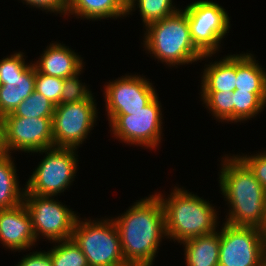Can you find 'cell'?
I'll list each match as a JSON object with an SVG mask.
<instances>
[{
    "instance_id": "obj_1",
    "label": "cell",
    "mask_w": 266,
    "mask_h": 266,
    "mask_svg": "<svg viewBox=\"0 0 266 266\" xmlns=\"http://www.w3.org/2000/svg\"><path fill=\"white\" fill-rule=\"evenodd\" d=\"M134 204L113 222L127 265L151 266L161 238L166 236L163 205L156 194Z\"/></svg>"
},
{
    "instance_id": "obj_2",
    "label": "cell",
    "mask_w": 266,
    "mask_h": 266,
    "mask_svg": "<svg viewBox=\"0 0 266 266\" xmlns=\"http://www.w3.org/2000/svg\"><path fill=\"white\" fill-rule=\"evenodd\" d=\"M222 166L220 189L231 205L225 223L266 231V190L237 155L226 157Z\"/></svg>"
},
{
    "instance_id": "obj_3",
    "label": "cell",
    "mask_w": 266,
    "mask_h": 266,
    "mask_svg": "<svg viewBox=\"0 0 266 266\" xmlns=\"http://www.w3.org/2000/svg\"><path fill=\"white\" fill-rule=\"evenodd\" d=\"M156 195L163 205L167 238L182 243L216 231V209L206 200L177 187L167 199Z\"/></svg>"
},
{
    "instance_id": "obj_4",
    "label": "cell",
    "mask_w": 266,
    "mask_h": 266,
    "mask_svg": "<svg viewBox=\"0 0 266 266\" xmlns=\"http://www.w3.org/2000/svg\"><path fill=\"white\" fill-rule=\"evenodd\" d=\"M145 29V48L161 62L175 66L203 60L204 55L191 40L187 15L183 10L151 23Z\"/></svg>"
},
{
    "instance_id": "obj_5",
    "label": "cell",
    "mask_w": 266,
    "mask_h": 266,
    "mask_svg": "<svg viewBox=\"0 0 266 266\" xmlns=\"http://www.w3.org/2000/svg\"><path fill=\"white\" fill-rule=\"evenodd\" d=\"M72 239L86 256L89 266H128L113 219L84 222L77 218Z\"/></svg>"
},
{
    "instance_id": "obj_6",
    "label": "cell",
    "mask_w": 266,
    "mask_h": 266,
    "mask_svg": "<svg viewBox=\"0 0 266 266\" xmlns=\"http://www.w3.org/2000/svg\"><path fill=\"white\" fill-rule=\"evenodd\" d=\"M41 152L47 155L28 179L24 194L56 196L68 188L76 176L75 148L54 146Z\"/></svg>"
},
{
    "instance_id": "obj_7",
    "label": "cell",
    "mask_w": 266,
    "mask_h": 266,
    "mask_svg": "<svg viewBox=\"0 0 266 266\" xmlns=\"http://www.w3.org/2000/svg\"><path fill=\"white\" fill-rule=\"evenodd\" d=\"M219 237L218 266H264L266 231L224 223Z\"/></svg>"
},
{
    "instance_id": "obj_8",
    "label": "cell",
    "mask_w": 266,
    "mask_h": 266,
    "mask_svg": "<svg viewBox=\"0 0 266 266\" xmlns=\"http://www.w3.org/2000/svg\"><path fill=\"white\" fill-rule=\"evenodd\" d=\"M195 47L205 58L219 51L221 39L230 28V18L225 9L212 1L192 2L184 9Z\"/></svg>"
},
{
    "instance_id": "obj_9",
    "label": "cell",
    "mask_w": 266,
    "mask_h": 266,
    "mask_svg": "<svg viewBox=\"0 0 266 266\" xmlns=\"http://www.w3.org/2000/svg\"><path fill=\"white\" fill-rule=\"evenodd\" d=\"M23 202L30 213L36 240L40 234L52 242L72 238L75 222L79 218L74 211L51 196L24 194Z\"/></svg>"
},
{
    "instance_id": "obj_10",
    "label": "cell",
    "mask_w": 266,
    "mask_h": 266,
    "mask_svg": "<svg viewBox=\"0 0 266 266\" xmlns=\"http://www.w3.org/2000/svg\"><path fill=\"white\" fill-rule=\"evenodd\" d=\"M160 104L156 95L145 107L129 115H108L114 136L125 143L156 148L162 135Z\"/></svg>"
},
{
    "instance_id": "obj_11",
    "label": "cell",
    "mask_w": 266,
    "mask_h": 266,
    "mask_svg": "<svg viewBox=\"0 0 266 266\" xmlns=\"http://www.w3.org/2000/svg\"><path fill=\"white\" fill-rule=\"evenodd\" d=\"M94 98L55 106L52 136L55 147L75 148L87 138L97 117Z\"/></svg>"
},
{
    "instance_id": "obj_12",
    "label": "cell",
    "mask_w": 266,
    "mask_h": 266,
    "mask_svg": "<svg viewBox=\"0 0 266 266\" xmlns=\"http://www.w3.org/2000/svg\"><path fill=\"white\" fill-rule=\"evenodd\" d=\"M18 52L0 60V115L13 113L35 91L36 67Z\"/></svg>"
},
{
    "instance_id": "obj_13",
    "label": "cell",
    "mask_w": 266,
    "mask_h": 266,
    "mask_svg": "<svg viewBox=\"0 0 266 266\" xmlns=\"http://www.w3.org/2000/svg\"><path fill=\"white\" fill-rule=\"evenodd\" d=\"M52 118H25L10 113L4 120V145L8 154L13 150L39 152L54 147Z\"/></svg>"
},
{
    "instance_id": "obj_14",
    "label": "cell",
    "mask_w": 266,
    "mask_h": 266,
    "mask_svg": "<svg viewBox=\"0 0 266 266\" xmlns=\"http://www.w3.org/2000/svg\"><path fill=\"white\" fill-rule=\"evenodd\" d=\"M104 93L107 115H129L145 107L157 95L152 83L137 75L110 81Z\"/></svg>"
},
{
    "instance_id": "obj_15",
    "label": "cell",
    "mask_w": 266,
    "mask_h": 266,
    "mask_svg": "<svg viewBox=\"0 0 266 266\" xmlns=\"http://www.w3.org/2000/svg\"><path fill=\"white\" fill-rule=\"evenodd\" d=\"M0 241L11 250H26L36 238L32 219L24 202L12 208L0 209Z\"/></svg>"
},
{
    "instance_id": "obj_16",
    "label": "cell",
    "mask_w": 266,
    "mask_h": 266,
    "mask_svg": "<svg viewBox=\"0 0 266 266\" xmlns=\"http://www.w3.org/2000/svg\"><path fill=\"white\" fill-rule=\"evenodd\" d=\"M40 57L34 65L40 73L48 76L65 79L81 72L84 67L77 53L59 43L50 44Z\"/></svg>"
},
{
    "instance_id": "obj_17",
    "label": "cell",
    "mask_w": 266,
    "mask_h": 266,
    "mask_svg": "<svg viewBox=\"0 0 266 266\" xmlns=\"http://www.w3.org/2000/svg\"><path fill=\"white\" fill-rule=\"evenodd\" d=\"M236 78V55H228L204 69L202 92H233L236 90Z\"/></svg>"
},
{
    "instance_id": "obj_18",
    "label": "cell",
    "mask_w": 266,
    "mask_h": 266,
    "mask_svg": "<svg viewBox=\"0 0 266 266\" xmlns=\"http://www.w3.org/2000/svg\"><path fill=\"white\" fill-rule=\"evenodd\" d=\"M182 243L185 246L187 266H218L220 237L217 231L188 239Z\"/></svg>"
},
{
    "instance_id": "obj_19",
    "label": "cell",
    "mask_w": 266,
    "mask_h": 266,
    "mask_svg": "<svg viewBox=\"0 0 266 266\" xmlns=\"http://www.w3.org/2000/svg\"><path fill=\"white\" fill-rule=\"evenodd\" d=\"M87 20L116 18L127 15V0H68L66 14Z\"/></svg>"
},
{
    "instance_id": "obj_20",
    "label": "cell",
    "mask_w": 266,
    "mask_h": 266,
    "mask_svg": "<svg viewBox=\"0 0 266 266\" xmlns=\"http://www.w3.org/2000/svg\"><path fill=\"white\" fill-rule=\"evenodd\" d=\"M250 53L236 55V91L266 93V72Z\"/></svg>"
},
{
    "instance_id": "obj_21",
    "label": "cell",
    "mask_w": 266,
    "mask_h": 266,
    "mask_svg": "<svg viewBox=\"0 0 266 266\" xmlns=\"http://www.w3.org/2000/svg\"><path fill=\"white\" fill-rule=\"evenodd\" d=\"M17 178L11 154L7 153L0 158V209L12 208L24 201L25 189H19Z\"/></svg>"
},
{
    "instance_id": "obj_22",
    "label": "cell",
    "mask_w": 266,
    "mask_h": 266,
    "mask_svg": "<svg viewBox=\"0 0 266 266\" xmlns=\"http://www.w3.org/2000/svg\"><path fill=\"white\" fill-rule=\"evenodd\" d=\"M233 121H245L253 118L266 106V93L233 91Z\"/></svg>"
},
{
    "instance_id": "obj_23",
    "label": "cell",
    "mask_w": 266,
    "mask_h": 266,
    "mask_svg": "<svg viewBox=\"0 0 266 266\" xmlns=\"http://www.w3.org/2000/svg\"><path fill=\"white\" fill-rule=\"evenodd\" d=\"M136 1L145 27L179 11L173 7L172 0H127L128 15L134 9Z\"/></svg>"
},
{
    "instance_id": "obj_24",
    "label": "cell",
    "mask_w": 266,
    "mask_h": 266,
    "mask_svg": "<svg viewBox=\"0 0 266 266\" xmlns=\"http://www.w3.org/2000/svg\"><path fill=\"white\" fill-rule=\"evenodd\" d=\"M56 243L59 245L50 250L52 266H89L86 256L72 238Z\"/></svg>"
},
{
    "instance_id": "obj_25",
    "label": "cell",
    "mask_w": 266,
    "mask_h": 266,
    "mask_svg": "<svg viewBox=\"0 0 266 266\" xmlns=\"http://www.w3.org/2000/svg\"><path fill=\"white\" fill-rule=\"evenodd\" d=\"M54 109V104L42 94L34 91L17 106L13 114L25 118L53 117Z\"/></svg>"
},
{
    "instance_id": "obj_26",
    "label": "cell",
    "mask_w": 266,
    "mask_h": 266,
    "mask_svg": "<svg viewBox=\"0 0 266 266\" xmlns=\"http://www.w3.org/2000/svg\"><path fill=\"white\" fill-rule=\"evenodd\" d=\"M233 92H201L204 104L221 121L233 122Z\"/></svg>"
},
{
    "instance_id": "obj_27",
    "label": "cell",
    "mask_w": 266,
    "mask_h": 266,
    "mask_svg": "<svg viewBox=\"0 0 266 266\" xmlns=\"http://www.w3.org/2000/svg\"><path fill=\"white\" fill-rule=\"evenodd\" d=\"M64 79L48 76L36 69L35 91L46 97L52 104H61V93Z\"/></svg>"
},
{
    "instance_id": "obj_28",
    "label": "cell",
    "mask_w": 266,
    "mask_h": 266,
    "mask_svg": "<svg viewBox=\"0 0 266 266\" xmlns=\"http://www.w3.org/2000/svg\"><path fill=\"white\" fill-rule=\"evenodd\" d=\"M79 74L80 72L64 79L61 93V104L79 102L93 96L91 91L86 88L85 83L82 85L80 80H78Z\"/></svg>"
},
{
    "instance_id": "obj_29",
    "label": "cell",
    "mask_w": 266,
    "mask_h": 266,
    "mask_svg": "<svg viewBox=\"0 0 266 266\" xmlns=\"http://www.w3.org/2000/svg\"><path fill=\"white\" fill-rule=\"evenodd\" d=\"M266 190V152L251 156H237Z\"/></svg>"
},
{
    "instance_id": "obj_30",
    "label": "cell",
    "mask_w": 266,
    "mask_h": 266,
    "mask_svg": "<svg viewBox=\"0 0 266 266\" xmlns=\"http://www.w3.org/2000/svg\"><path fill=\"white\" fill-rule=\"evenodd\" d=\"M32 7L41 8L50 12L64 13L66 15L68 0H23Z\"/></svg>"
},
{
    "instance_id": "obj_31",
    "label": "cell",
    "mask_w": 266,
    "mask_h": 266,
    "mask_svg": "<svg viewBox=\"0 0 266 266\" xmlns=\"http://www.w3.org/2000/svg\"><path fill=\"white\" fill-rule=\"evenodd\" d=\"M17 266H52L50 251L33 252L31 255H26Z\"/></svg>"
},
{
    "instance_id": "obj_32",
    "label": "cell",
    "mask_w": 266,
    "mask_h": 266,
    "mask_svg": "<svg viewBox=\"0 0 266 266\" xmlns=\"http://www.w3.org/2000/svg\"><path fill=\"white\" fill-rule=\"evenodd\" d=\"M7 154L4 145V120L3 116L0 115V158Z\"/></svg>"
}]
</instances>
